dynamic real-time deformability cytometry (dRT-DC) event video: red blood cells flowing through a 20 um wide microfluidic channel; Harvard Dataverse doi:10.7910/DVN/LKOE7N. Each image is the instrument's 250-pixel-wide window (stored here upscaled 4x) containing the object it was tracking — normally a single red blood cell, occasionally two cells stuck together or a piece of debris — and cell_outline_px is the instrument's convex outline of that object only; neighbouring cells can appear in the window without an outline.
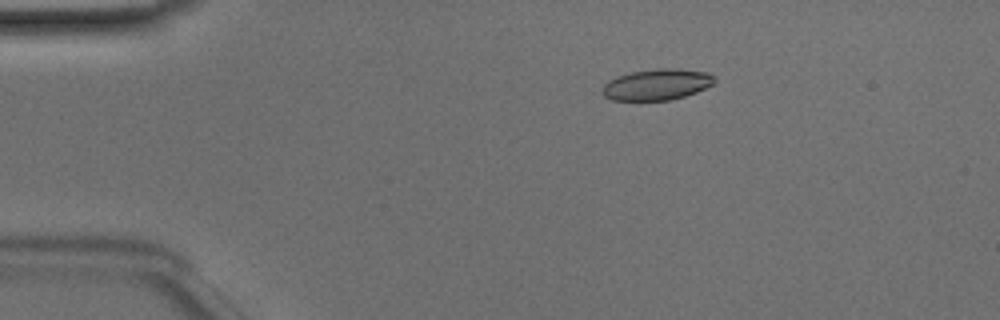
{"species": "Egyptian fruit bat (a non-hibernating species)", "species_latin": "Rousettus aegyptiacus", "temperature_condition": "room temperature", "stored_images_in_passage": 49, "camera_frame_rate_fps": 3000, "um_per_image_px": 0.085, "animal": {"sex": "male"}, "frame": {"image": 1, "passage_image": 9, "time_ms": 2.667, "image_size_px": [1000, 320], "cell_outline_px": [[716, 80], [712, 84], [696, 92], [684, 96], [668, 100], [612, 100], [604, 96], [600, 92], [600, 88], [608, 80], [616, 76], [632, 72], [656, 68], [676, 68], [708, 72], [716, 76]], "centroid_in_image_um": [55.81, 7.17], "position_along_channel_um": 29.2, "area_um2": 20.52}}
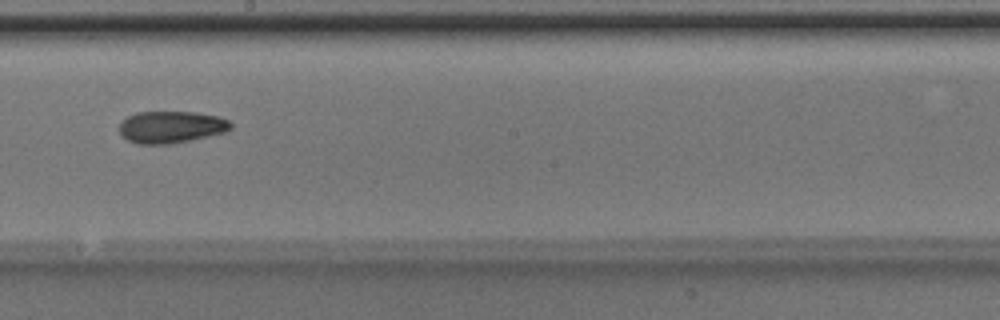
{"frame": {"image": 2, "passage_image": 28, "time_ms": 9.0, "image_size_px": [1000, 320], "cell_outline_px": [[232, 128], [224, 132], [188, 140], [168, 144], [136, 144], [128, 140], [120, 132], [120, 124], [128, 116], [136, 112], [196, 112], [220, 116], [228, 120], [232, 124]], "centroid_in_image_um": [14.55, 10.78], "position_along_channel_um": 233.6, "area_um2": 20.58}}
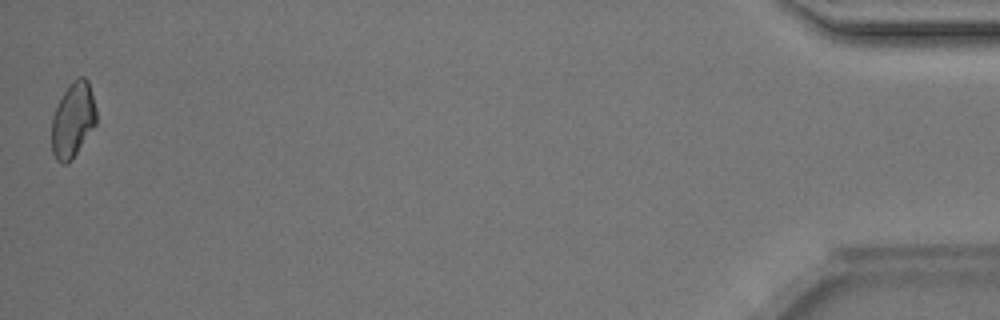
{"frame": {"image": 3, "passage_image": 49, "time_ms": 16.0, "image_size_px": [1000, 320], "cell_outline_px": [[96, 124], [68, 164], [60, 164], [56, 160], [52, 152], [52, 116], [68, 84], [72, 80], [80, 76], [84, 76], [88, 80], [96, 108]], "centroid_in_image_um": [6.2, 10.19], "position_along_channel_um": 429.0, "area_um2": 19.48}, "authors_computed_cell_mechanics": {"area_um2": 20.3456, "velocity_mm_per_s": 4.1209, "shape_relaxation_time_tau1_ms": 5.9106, "shape_relaxation_time_tau2_ms": 5.9212, "deformation_change_tau1": 0.1351, "deformation_change_tau2": 0.124}}